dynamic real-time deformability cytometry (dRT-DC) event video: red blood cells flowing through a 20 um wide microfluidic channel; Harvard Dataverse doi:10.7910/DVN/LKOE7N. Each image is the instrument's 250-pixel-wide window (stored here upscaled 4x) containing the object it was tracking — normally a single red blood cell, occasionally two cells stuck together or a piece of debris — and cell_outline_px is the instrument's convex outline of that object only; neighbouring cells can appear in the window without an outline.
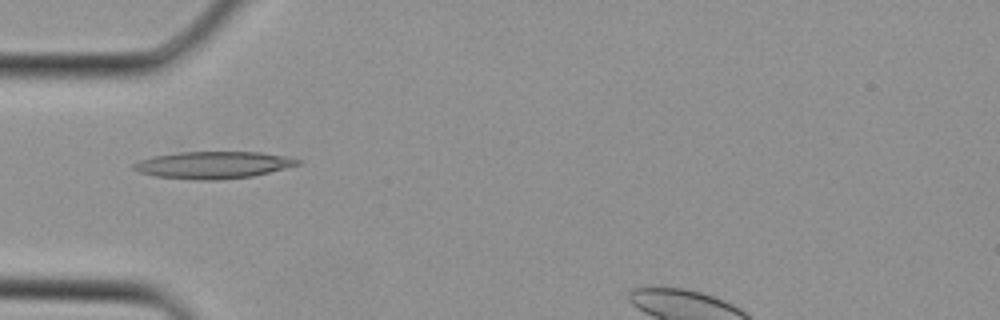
{"species": "Egyptian fruit bat (a non-hibernating species)", "species_latin": "Rousettus aegyptiacus", "temperature_condition": "cold", "stored_images_in_passage": 1, "camera_frame_rate_fps": 3000, "um_per_image_px": 0.085, "animal": {"sex": "female"}, "frame": {"image": 1, "passage_image": 1, "time_ms": 0.0, "image_size_px": [1000, 320], "cell_outline_px": [[300, 164], [252, 176], [212, 180], [196, 180], [156, 176], [140, 172], [132, 168], [132, 164], [140, 160], [152, 156], [180, 152], [260, 152], [288, 156], [300, 160]], "centroid_in_image_um": [18.1, 14.01], "position_along_channel_um": 66.9, "area_um2": 25.66}}